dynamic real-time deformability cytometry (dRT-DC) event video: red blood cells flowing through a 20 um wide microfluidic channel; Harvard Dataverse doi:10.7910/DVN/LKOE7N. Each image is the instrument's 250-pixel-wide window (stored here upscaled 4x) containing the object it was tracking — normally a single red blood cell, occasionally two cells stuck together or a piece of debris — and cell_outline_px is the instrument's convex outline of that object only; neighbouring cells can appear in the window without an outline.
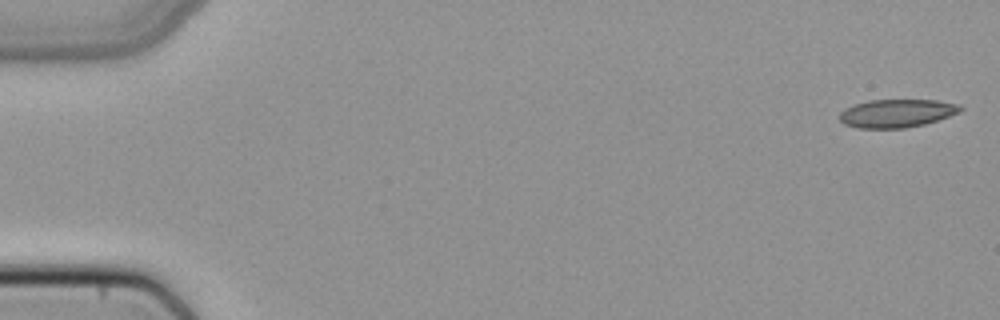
{"species": "common noctule bat (a hibernating species)", "species_latin": "Nyctalus noctula", "temperature_condition": "cold", "stored_images_in_passage": 50, "camera_frame_rate_fps": 3000, "um_per_image_px": 0.085, "animal": {"sex": "female", "body_mass_g": 22.7, "forearm_length_mm": 54.2}, "frame": {"image": 1, "passage_image": 1, "time_ms": 0.0, "image_size_px": [1000, 320], "cell_outline_px": [[964, 108], [960, 112], [924, 124], [904, 128], [856, 128], [844, 124], [840, 120], [840, 112], [844, 108], [868, 100], [936, 100], [960, 104]], "centroid_in_image_um": [76.22, 9.62], "position_along_channel_um": 8.8, "area_um2": 19.83}}
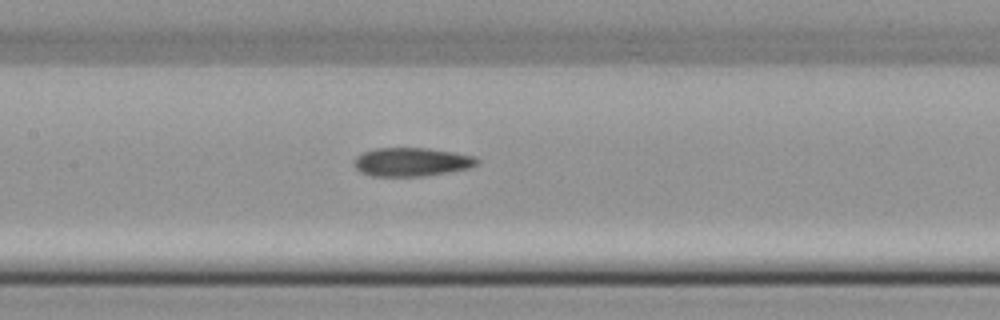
{"frame": {"image": 2, "passage_image": 24, "time_ms": 7.667, "image_size_px": [1000, 320], "cell_outline_px": [[480, 164], [468, 168], [448, 172], [424, 176], [372, 176], [360, 172], [352, 164], [352, 160], [360, 152], [376, 148], [428, 148], [476, 156], [480, 160]], "centroid_in_image_um": [34.96, 13.76], "position_along_channel_um": 172.4, "area_um2": 20.81}}
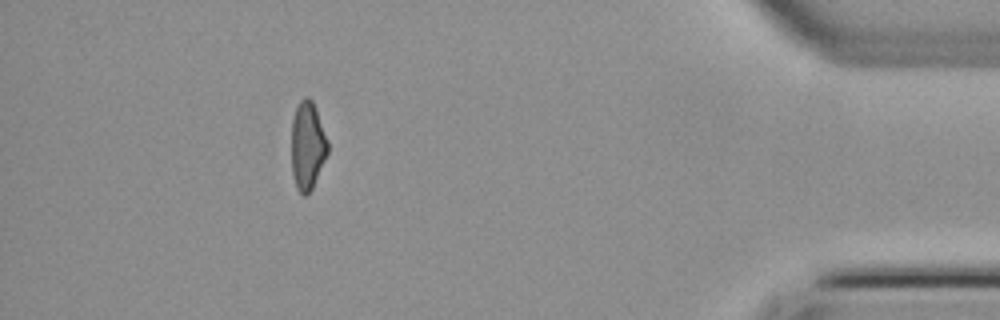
{"frame": {"image": 3, "passage_image": 45, "time_ms": 14.667, "image_size_px": [1000, 320], "cell_outline_px": [[328, 152], [312, 188], [304, 196], [296, 188], [292, 172], [292, 120], [296, 108], [300, 100], [304, 96], [308, 96], [312, 100], [316, 108], [328, 140]], "centroid_in_image_um": [26.14, 12.34], "position_along_channel_um": 409.1, "area_um2": 18.55}}